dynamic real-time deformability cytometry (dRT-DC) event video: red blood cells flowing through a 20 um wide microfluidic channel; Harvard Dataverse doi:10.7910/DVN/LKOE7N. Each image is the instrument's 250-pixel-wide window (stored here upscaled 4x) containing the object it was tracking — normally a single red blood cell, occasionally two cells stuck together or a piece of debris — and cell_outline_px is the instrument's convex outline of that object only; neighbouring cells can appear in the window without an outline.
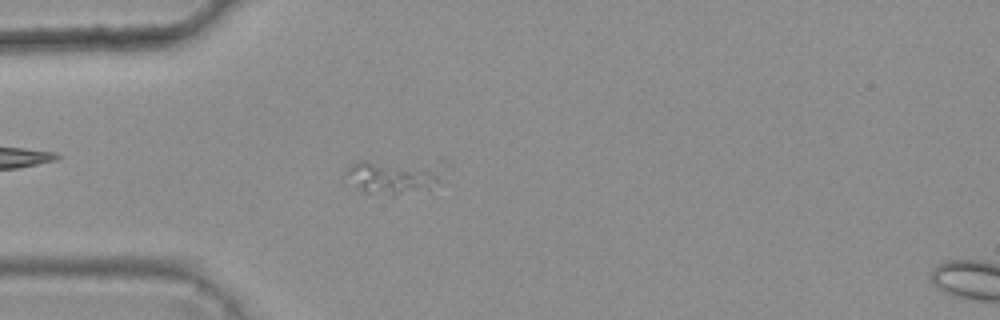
{"species": "common noctule bat (a hibernating species)", "species_latin": "Nyctalus noctula", "temperature_condition": "warm", "stored_images_in_passage": 5, "camera_frame_rate_fps": 3000, "um_per_image_px": 0.085, "animal": {"sex": "female", "body_mass_g": 25.1}, "frame": {"image": 1, "passage_image": 4, "time_ms": 1.0, "image_size_px": [1000, 320], "cell_outline_px": [[436, 180], [428, 188], [392, 196], [388, 196], [364, 192], [356, 188], [344, 172], [352, 164], [360, 160], [364, 160], [436, 168]], "centroid_in_image_um": [33.13, 15.09], "position_along_channel_um": 51.9, "area_um2": 17.46}}